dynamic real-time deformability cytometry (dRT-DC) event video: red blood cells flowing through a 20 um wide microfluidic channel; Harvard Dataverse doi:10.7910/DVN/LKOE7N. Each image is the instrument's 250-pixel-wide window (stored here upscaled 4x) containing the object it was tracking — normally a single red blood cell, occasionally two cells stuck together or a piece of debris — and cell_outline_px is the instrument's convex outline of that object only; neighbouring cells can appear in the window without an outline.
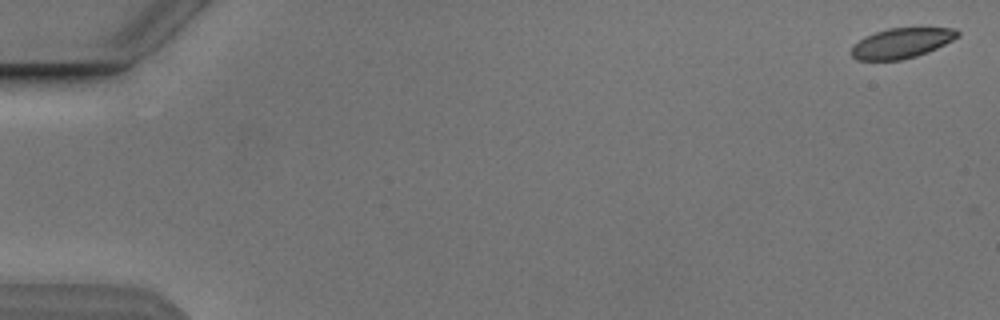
{"species": "Egyptian fruit bat (a non-hibernating species)", "species_latin": "Rousettus aegyptiacus", "temperature_condition": "cold", "stored_images_in_passage": 7, "camera_frame_rate_fps": 3000, "um_per_image_px": 0.085, "animal": {"sex": "male"}, "frame": {"image": 1, "passage_image": 1, "time_ms": 0.0, "image_size_px": [1000, 320], "cell_outline_px": [[960, 36], [928, 52], [916, 56], [900, 60], [856, 60], [852, 56], [852, 48], [864, 36], [888, 28], [956, 28], [960, 32]], "centroid_in_image_um": [76.65, 3.66], "position_along_channel_um": 8.3, "area_um2": 18.5}}
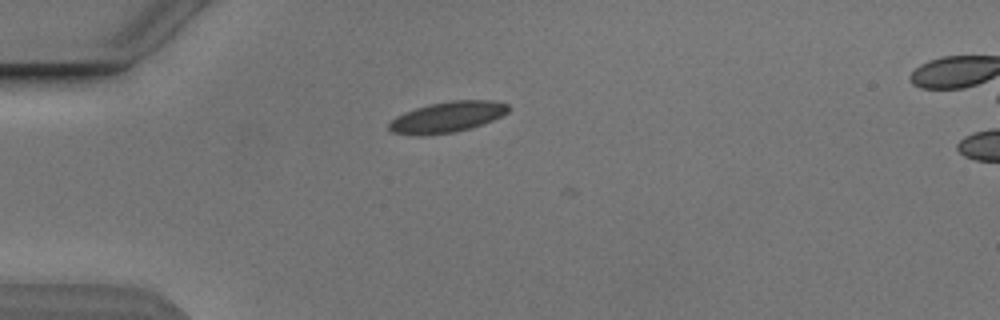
{"frame": {"image": 2, "passage_image": 5, "time_ms": 4.667, "image_size_px": [1000, 320], "cell_outline_px": [[512, 108], [508, 112], [492, 120], [468, 128], [452, 132], [420, 136], [392, 132], [388, 128], [388, 124], [396, 116], [404, 112], [428, 104], [452, 100], [496, 100], [508, 104]], "centroid_in_image_um": [38.02, 9.93], "position_along_channel_um": 47.0, "area_um2": 21.33}}